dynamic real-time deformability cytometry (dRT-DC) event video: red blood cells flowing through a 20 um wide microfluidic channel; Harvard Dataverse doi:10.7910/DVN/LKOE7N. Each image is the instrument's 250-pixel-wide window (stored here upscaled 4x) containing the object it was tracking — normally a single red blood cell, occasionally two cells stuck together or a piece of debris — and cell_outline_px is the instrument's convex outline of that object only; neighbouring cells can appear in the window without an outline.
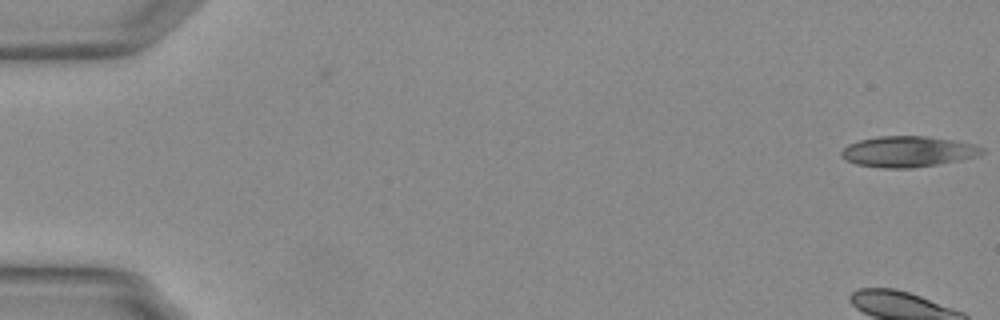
{"species": "Egyptian fruit bat (a non-hibernating species)", "species_latin": "Rousettus aegyptiacus", "temperature_condition": "warm", "stored_images_in_passage": 4, "camera_frame_rate_fps": 3000, "um_per_image_px": 0.085, "animal": {"sex": "female"}, "frame": {"image": 1, "passage_image": 4, "time_ms": 1.0, "image_size_px": [1000, 320], "cell_outline_px": [[984, 152], [976, 156], [960, 160], [912, 168], [884, 168], [856, 164], [844, 160], [840, 156], [840, 152], [848, 144], [860, 140], [880, 136], [924, 136], [952, 140], [976, 144], [984, 148]], "centroid_in_image_um": [77.15, 12.88], "position_along_channel_um": 7.8, "area_um2": 25.2}}